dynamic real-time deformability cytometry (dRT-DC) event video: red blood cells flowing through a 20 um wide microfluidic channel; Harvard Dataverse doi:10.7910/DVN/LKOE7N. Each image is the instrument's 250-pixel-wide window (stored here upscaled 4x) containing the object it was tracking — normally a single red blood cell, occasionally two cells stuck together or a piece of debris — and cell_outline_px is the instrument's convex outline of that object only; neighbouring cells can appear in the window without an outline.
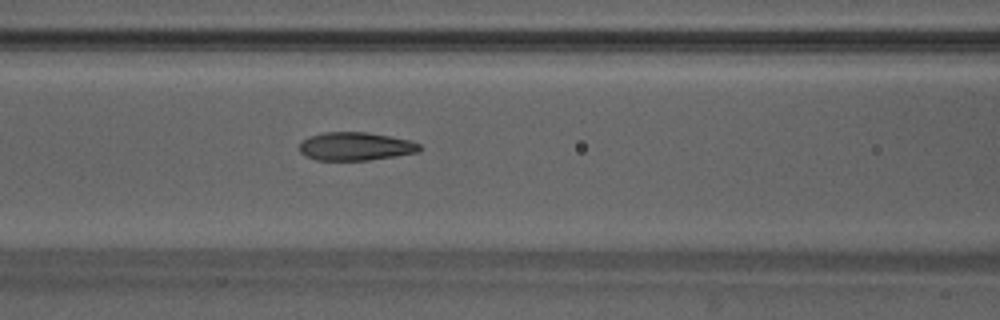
{"species": "Egyptian fruit bat (a non-hibernating species)", "species_latin": "Rousettus aegyptiacus", "temperature_condition": "warm", "stored_images_in_passage": 46, "segment_of_instrument_passage": [1, 2], "camera_frame_rate_fps": 3000, "um_per_image_px": 0.085, "animal": {"sex": "male"}, "frame": {"image": 1, "passage_image": 17, "time_ms": 5.333, "image_size_px": [1000, 320], "cell_outline_px": [[424, 148], [420, 152], [396, 156], [368, 160], [316, 160], [304, 156], [300, 152], [300, 144], [308, 136], [324, 132], [364, 132], [388, 136], [408, 140], [420, 144]], "centroid_in_image_um": [30.23, 12.45], "position_along_channel_um": 136.4, "area_um2": 19.83}}
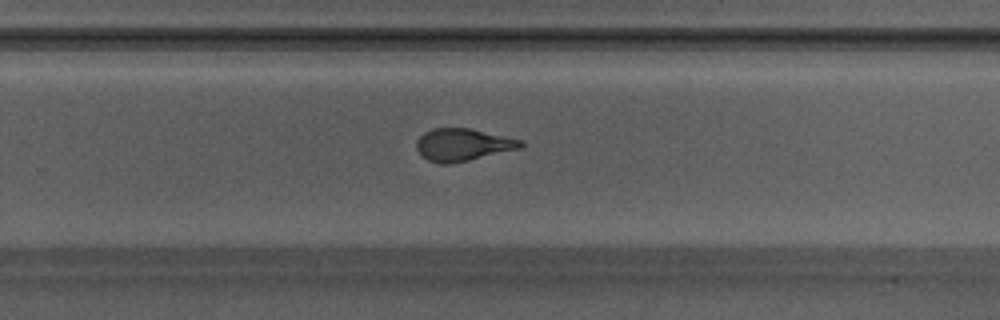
{"frame": {"image": 2, "passage_image": 28, "time_ms": 9.0, "image_size_px": [1000, 320], "cell_outline_px": [[524, 144], [520, 148], [468, 160], [448, 164], [440, 164], [428, 160], [416, 148], [416, 140], [424, 132], [432, 128], [472, 128], [524, 140]], "centroid_in_image_um": [39.35, 12.28], "position_along_channel_um": 290.5, "area_um2": 19.65}}
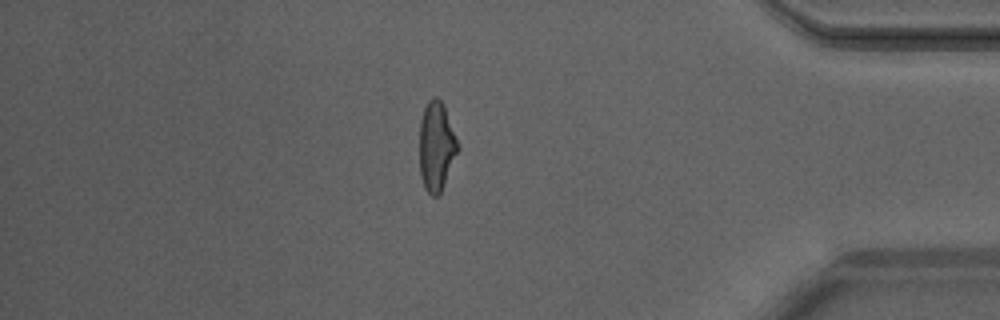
{"frame": {"image": 3, "passage_image": 38, "time_ms": 12.333, "image_size_px": [1000, 320], "cell_outline_px": [[460, 148], [440, 192], [436, 196], [432, 196], [424, 188], [420, 176], [420, 120], [424, 108], [428, 100], [432, 96], [436, 96], [444, 104], [460, 144]], "centroid_in_image_um": [37.11, 12.39], "position_along_channel_um": 398.1, "area_um2": 20.17}}